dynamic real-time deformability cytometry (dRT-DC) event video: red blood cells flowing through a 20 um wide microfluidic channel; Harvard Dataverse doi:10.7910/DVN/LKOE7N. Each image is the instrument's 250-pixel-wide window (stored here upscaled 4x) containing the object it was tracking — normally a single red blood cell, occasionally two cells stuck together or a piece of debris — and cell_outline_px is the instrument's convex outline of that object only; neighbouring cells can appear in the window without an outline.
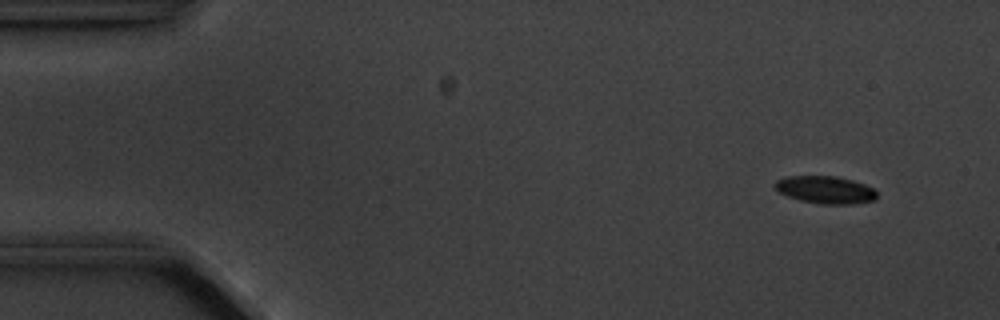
{"species": "common noctule bat (a hibernating species)", "species_latin": "Nyctalus noctula", "temperature_condition": "cold", "stored_images_in_passage": 5, "camera_frame_rate_fps": 3000, "um_per_image_px": 0.085, "animal": {"sex": "male", "body_mass_g": 20.1, "forearm_length_mm": 53.5}, "frame": {"image": 1, "passage_image": 2, "time_ms": 1.0, "image_size_px": [1000, 320], "cell_outline_px": [[876, 200], [852, 204], [820, 204], [800, 200], [788, 196], [780, 192], [772, 184], [776, 180], [788, 176], [836, 176], [852, 180], [864, 184], [872, 188], [876, 192]], "centroid_in_image_um": [70.15, 16.13], "position_along_channel_um": 14.9, "area_um2": 16.3}}